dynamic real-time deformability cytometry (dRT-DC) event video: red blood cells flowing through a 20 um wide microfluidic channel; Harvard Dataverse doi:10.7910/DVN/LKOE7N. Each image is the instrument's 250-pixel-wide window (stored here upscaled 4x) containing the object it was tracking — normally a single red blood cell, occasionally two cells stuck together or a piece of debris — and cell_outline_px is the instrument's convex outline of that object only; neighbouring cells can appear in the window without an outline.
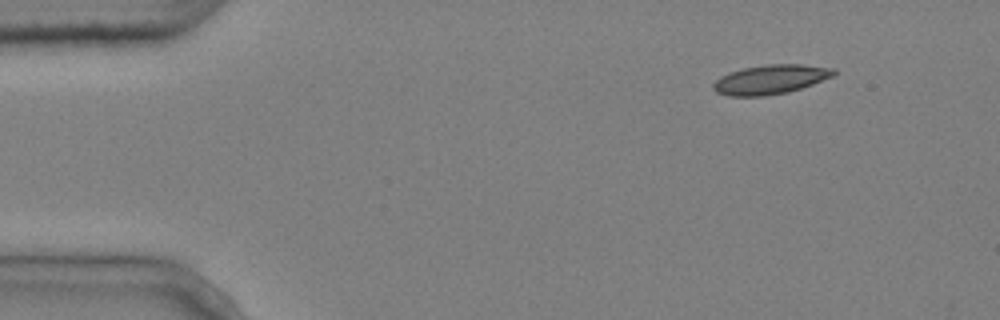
{"species": "common noctule bat (a hibernating species)", "species_latin": "Nyctalus noctula", "temperature_condition": "cold", "stored_images_in_passage": 9, "camera_frame_rate_fps": 3000, "um_per_image_px": 0.085, "animal": {"sex": "male", "body_mass_g": 20.4}, "frame": {"image": 1, "passage_image": 1, "time_ms": 0.0, "image_size_px": [1000, 320], "cell_outline_px": [[836, 76], [788, 92], [764, 96], [728, 96], [716, 92], [712, 88], [712, 84], [720, 76], [728, 72], [744, 68], [768, 64], [800, 64], [836, 68]], "centroid_in_image_um": [65.5, 6.75], "position_along_channel_um": 19.5, "area_um2": 20.75}}
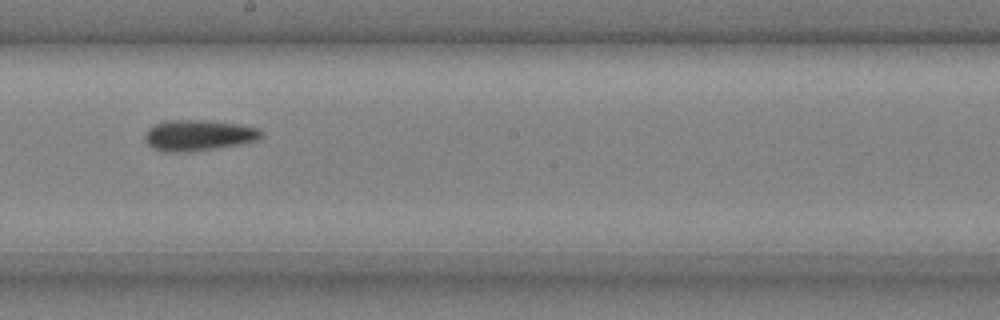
{"frame": {"image": 2, "passage_image": 8, "time_ms": 2.333, "image_size_px": [1000, 320], "cell_outline_px": [[260, 136], [256, 140], [216, 148], [188, 152], [164, 152], [152, 148], [144, 140], [144, 136], [148, 128], [156, 124], [168, 120], [204, 120], [240, 124], [256, 128], [260, 132]], "centroid_in_image_um": [16.78, 11.5], "position_along_channel_um": 231.4, "area_um2": 20.69}}
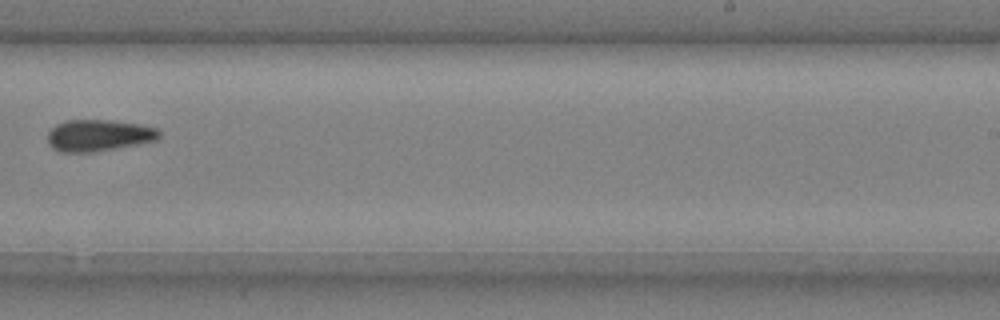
{"frame": {"image": 3, "passage_image": 9, "time_ms": 2.667, "image_size_px": [1000, 320], "cell_outline_px": [[160, 136], [156, 140], [116, 148], [92, 152], [60, 152], [52, 148], [48, 140], [48, 132], [56, 124], [68, 120], [108, 120], [140, 124], [156, 128], [160, 132]], "centroid_in_image_um": [8.37, 11.5], "position_along_channel_um": 280.6, "area_um2": 20.4}}